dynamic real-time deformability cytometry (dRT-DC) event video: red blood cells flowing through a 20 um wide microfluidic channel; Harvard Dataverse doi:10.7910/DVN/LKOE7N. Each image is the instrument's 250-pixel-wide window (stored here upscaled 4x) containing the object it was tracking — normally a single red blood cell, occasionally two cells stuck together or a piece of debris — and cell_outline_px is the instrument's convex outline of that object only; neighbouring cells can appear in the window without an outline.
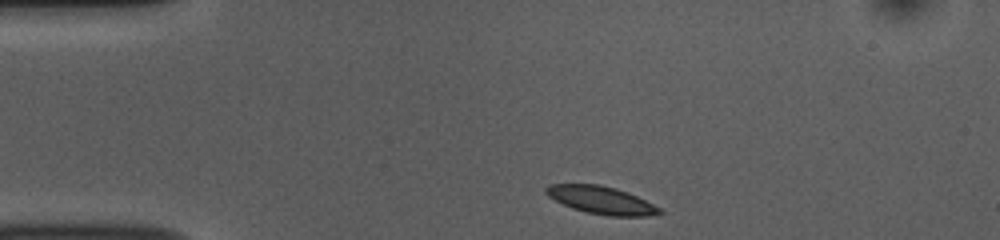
{"species": "common noctule bat (a hibernating species)", "species_latin": "Nyctalus noctula", "temperature_condition": "room temperature", "stored_images_in_passage": 43, "camera_frame_rate_fps": 3000, "um_per_image_px": 0.085, "animal": {"sex": "female", "body_mass_g": 10.0, "forearm_length_mm": 53.1}, "frame": {"image": 1, "passage_image": 1, "time_ms": 0.0, "image_size_px": [1000, 240], "cell_outline_px": [[664, 212], [648, 216], [608, 216], [584, 212], [572, 208], [548, 196], [544, 192], [544, 188], [548, 184], [600, 184], [616, 188], [628, 192], [660, 208]], "centroid_in_image_um": [51.08, 17.01], "position_along_channel_um": 33.9, "area_um2": 18.32}}
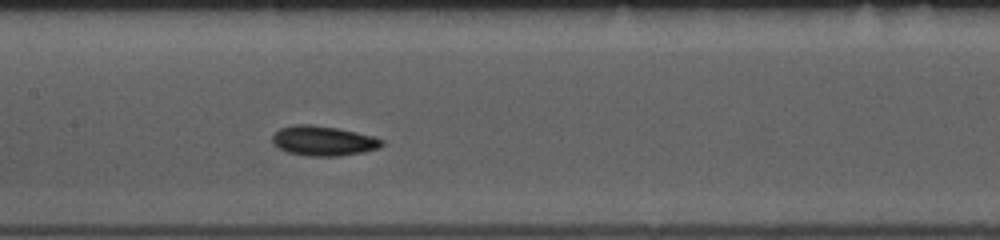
{"frame": {"image": 2, "passage_image": 16, "time_ms": 5.0, "image_size_px": [1000, 240], "cell_outline_px": [[384, 144], [380, 148], [364, 152], [340, 156], [304, 156], [288, 152], [272, 144], [272, 136], [280, 128], [296, 124], [312, 124], [340, 128], [372, 136], [384, 140]], "centroid_in_image_um": [27.49, 11.97], "position_along_channel_um": 179.9, "area_um2": 19.25}}
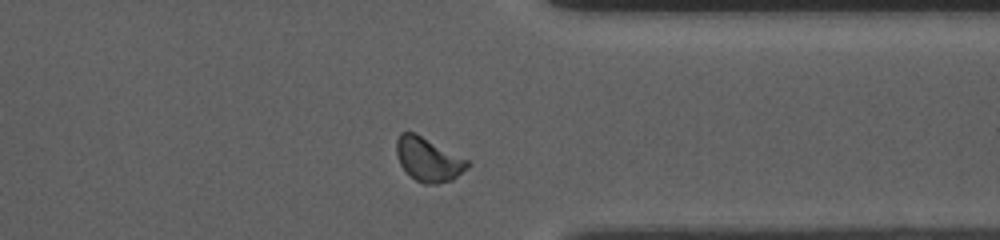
{"frame": {"image": 3, "passage_image": 32, "time_ms": 10.333, "image_size_px": [1000, 240], "cell_outline_px": [[468, 168], [452, 180], [436, 184], [424, 184], [416, 180], [400, 164], [396, 152], [396, 140], [400, 132], [416, 132], [468, 160]], "centroid_in_image_um": [36.4, 13.53], "position_along_channel_um": 375.0, "area_um2": 18.03}, "authors_computed_cell_mechanics": {"area_um2": 17.7446, "velocity_mm_per_s": 3.7378, "shape_relaxation_time_tau1_ms": 2.313, "shape_relaxation_time_tau2_ms": null, "deformation_change_tau1": 0.0915, "deformation_change_tau2": null}}